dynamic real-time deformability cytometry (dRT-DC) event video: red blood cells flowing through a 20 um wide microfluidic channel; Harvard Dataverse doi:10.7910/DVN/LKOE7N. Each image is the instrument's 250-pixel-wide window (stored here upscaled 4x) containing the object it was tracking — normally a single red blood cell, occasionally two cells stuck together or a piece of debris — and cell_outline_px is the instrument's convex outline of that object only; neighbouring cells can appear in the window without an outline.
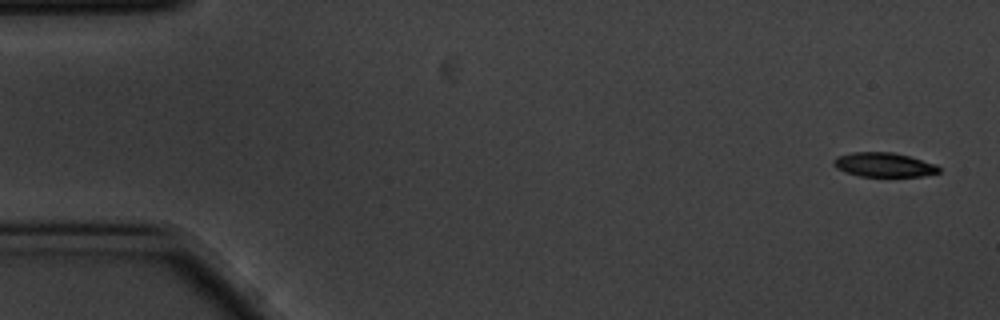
{"species": "common noctule bat (a hibernating species)", "species_latin": "Nyctalus noctula", "temperature_condition": "cold", "stored_images_in_passage": 56, "camera_frame_rate_fps": 3000, "um_per_image_px": 0.085, "animal": {"sex": "male", "body_mass_g": 20.1, "forearm_length_mm": 53.5}, "frame": {"image": 1, "passage_image": 1, "time_ms": 0.0, "image_size_px": [1000, 320], "cell_outline_px": [[940, 172], [924, 176], [860, 176], [844, 172], [836, 168], [832, 164], [832, 160], [836, 156], [852, 152], [892, 152], [908, 156], [936, 164], [940, 168]], "centroid_in_image_um": [75.09, 14.0], "position_along_channel_um": 9.9, "area_um2": 14.97}}
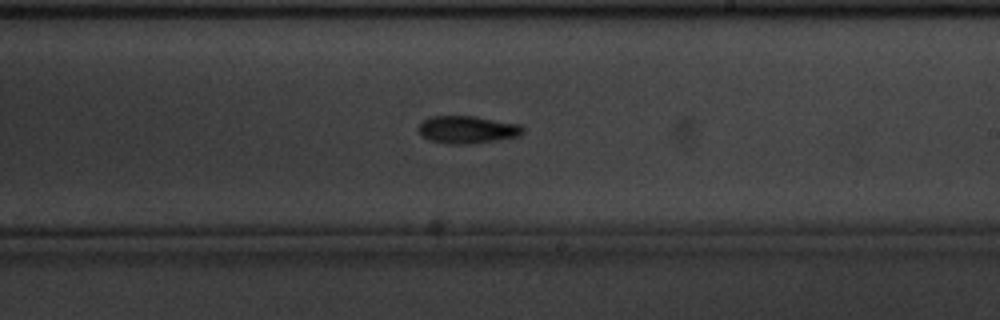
{"frame": {"image": 2, "passage_image": 32, "time_ms": 10.333, "image_size_px": [1000, 320], "cell_outline_px": [[524, 132], [520, 136], [464, 144], [448, 144], [432, 140], [424, 136], [416, 128], [424, 120], [432, 116], [476, 116], [524, 124]], "centroid_in_image_um": [39.78, 10.99], "position_along_channel_um": 249.2, "area_um2": 16.7}}
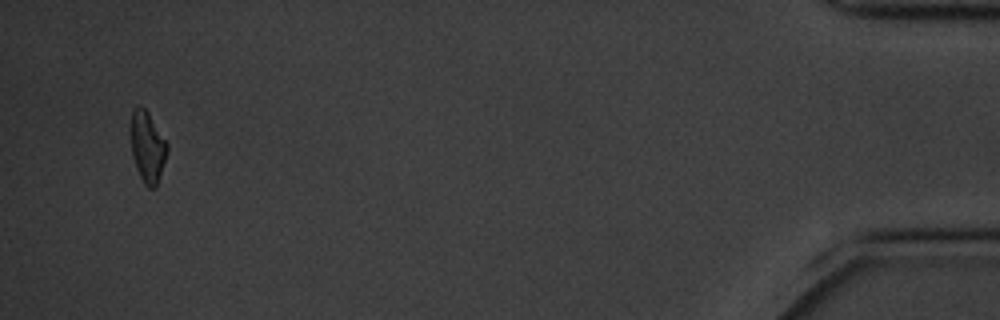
{"frame": {"image": 3, "passage_image": 54, "time_ms": 17.667, "image_size_px": [1000, 320], "cell_outline_px": [[168, 152], [156, 188], [148, 188], [144, 184], [136, 168], [132, 156], [132, 112], [136, 104], [140, 104], [148, 112], [168, 144]], "centroid_in_image_um": [12.56, 12.5], "position_along_channel_um": 422.6, "area_um2": 14.97}, "authors_computed_cell_mechanics": {"area_um2": 15.9239, "velocity_mm_per_s": 3.4845, "shape_relaxation_time_tau1_ms": 2.6206, "shape_relaxation_time_tau2_ms": null, "deformation_change_tau1": 0.1471, "deformation_change_tau2": null}}